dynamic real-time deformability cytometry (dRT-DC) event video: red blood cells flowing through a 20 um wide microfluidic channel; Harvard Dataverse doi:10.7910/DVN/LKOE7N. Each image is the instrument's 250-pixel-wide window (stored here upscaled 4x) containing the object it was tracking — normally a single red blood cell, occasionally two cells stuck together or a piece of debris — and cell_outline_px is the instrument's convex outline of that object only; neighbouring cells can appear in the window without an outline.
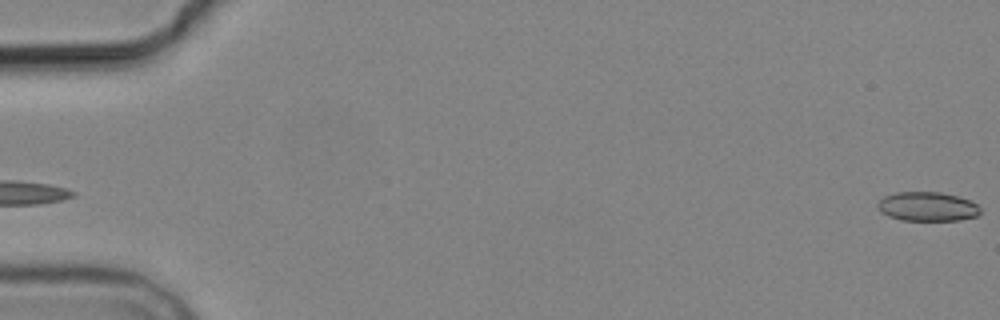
{"species": "common noctule bat (a hibernating species)", "species_latin": "Nyctalus noctula", "temperature_condition": "cold", "stored_images_in_passage": 2, "segment_of_instrument_passage": [2, 2], "camera_frame_rate_fps": 3000, "um_per_image_px": 0.085, "animal": {"sex": "male", "body_mass_g": 19.2, "forearm_length_mm": 51.8}, "frame": {"image": 1, "passage_image": 2, "time_ms": 1.333, "image_size_px": [1000, 320], "cell_outline_px": [[980, 212], [976, 216], [960, 220], [900, 220], [888, 216], [880, 212], [876, 204], [884, 196], [896, 192], [940, 192], [956, 196], [968, 200], [976, 204], [980, 208]], "centroid_in_image_um": [78.79, 17.56], "position_along_channel_um": 6.2, "area_um2": 17.4}}